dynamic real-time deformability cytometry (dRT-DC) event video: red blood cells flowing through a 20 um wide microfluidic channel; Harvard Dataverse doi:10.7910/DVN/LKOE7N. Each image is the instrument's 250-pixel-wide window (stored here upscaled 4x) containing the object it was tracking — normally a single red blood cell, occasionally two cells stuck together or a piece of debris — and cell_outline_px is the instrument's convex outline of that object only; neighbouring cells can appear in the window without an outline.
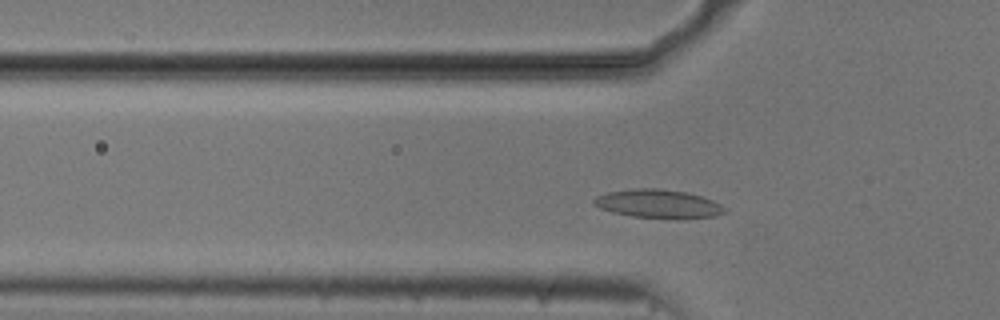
{"species": "common noctule bat (a hibernating species)", "species_latin": "Nyctalus noctula", "temperature_condition": "cold", "stored_images_in_passage": 42, "camera_frame_rate_fps": 3000, "um_per_image_px": 0.085, "animal": {"sex": "male", "body_mass_g": 20.5, "forearm_length_mm": 52.5}, "frame": {"image": 1, "passage_image": 5, "time_ms": 1.333, "image_size_px": [1000, 320], "cell_outline_px": [[728, 212], [716, 216], [632, 216], [612, 212], [600, 208], [592, 204], [592, 200], [596, 196], [608, 192], [632, 188], [660, 188], [684, 192], [700, 196], [712, 200], [728, 208]], "centroid_in_image_um": [55.9, 17.28], "position_along_channel_um": 69.9, "area_um2": 21.04}}
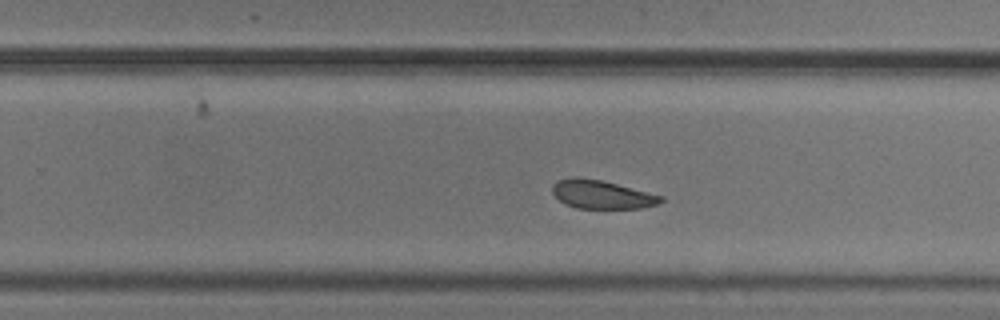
{"frame": {"image": 2, "passage_image": 22, "time_ms": 7.0, "image_size_px": [1000, 320], "cell_outline_px": [[664, 200], [660, 204], [644, 208], [576, 208], [564, 204], [552, 192], [552, 184], [556, 180], [568, 176], [580, 176], [600, 180], [664, 196]], "centroid_in_image_um": [51.12, 16.52], "position_along_channel_um": 278.7, "area_um2": 18.26}}
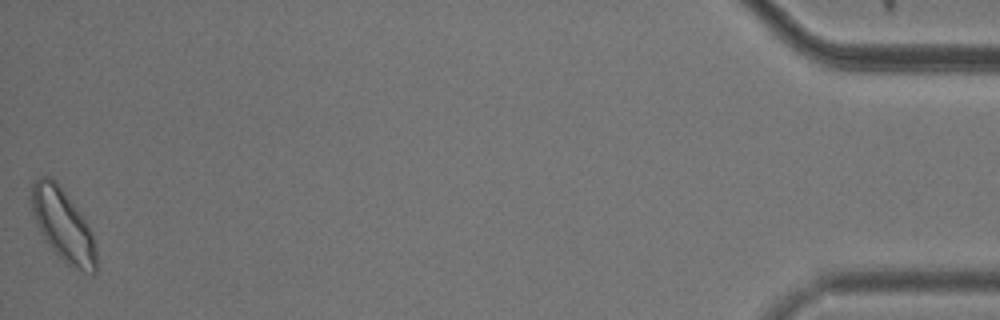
{"frame": {"image": 3, "passage_image": 42, "time_ms": 13.667, "image_size_px": [1000, 320], "cell_outline_px": [[96, 272], [84, 272], [68, 264], [44, 240], [36, 224], [32, 212], [32, 180], [40, 176], [52, 176], [56, 180], [84, 216], [92, 232], [96, 248]], "centroid_in_image_um": [5.35, 19.08], "position_along_channel_um": 429.8, "area_um2": 27.34}, "authors_computed_cell_mechanics": {"area_um2": 19.7098, "velocity_mm_per_s": 3.6769, "shape_relaxation_time_tau1_ms": 2.7618, "shape_relaxation_time_tau2_ms": 4.4233, "deformation_change_tau1": 0.0877, "deformation_change_tau2": 0.1033}}